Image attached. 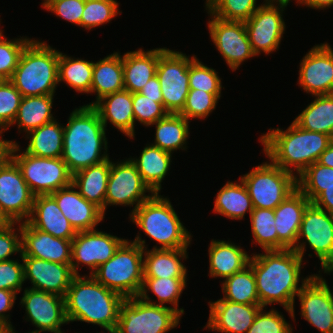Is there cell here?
<instances>
[{"label": "cell", "instance_id": "44dd1931", "mask_svg": "<svg viewBox=\"0 0 333 333\" xmlns=\"http://www.w3.org/2000/svg\"><path fill=\"white\" fill-rule=\"evenodd\" d=\"M24 281L29 280L34 290L65 297L76 276L71 264H60L35 257H22Z\"/></svg>", "mask_w": 333, "mask_h": 333}, {"label": "cell", "instance_id": "ffe728a7", "mask_svg": "<svg viewBox=\"0 0 333 333\" xmlns=\"http://www.w3.org/2000/svg\"><path fill=\"white\" fill-rule=\"evenodd\" d=\"M319 274L305 283L297 294L301 316L321 333H331L333 325V292Z\"/></svg>", "mask_w": 333, "mask_h": 333}, {"label": "cell", "instance_id": "816d5d0a", "mask_svg": "<svg viewBox=\"0 0 333 333\" xmlns=\"http://www.w3.org/2000/svg\"><path fill=\"white\" fill-rule=\"evenodd\" d=\"M21 99V93L9 80L0 85V129L7 131L12 125Z\"/></svg>", "mask_w": 333, "mask_h": 333}, {"label": "cell", "instance_id": "3957f363", "mask_svg": "<svg viewBox=\"0 0 333 333\" xmlns=\"http://www.w3.org/2000/svg\"><path fill=\"white\" fill-rule=\"evenodd\" d=\"M332 140L327 134L304 130L294 121L286 130L271 128L259 138L265 156L296 178L317 162Z\"/></svg>", "mask_w": 333, "mask_h": 333}, {"label": "cell", "instance_id": "4fadbf2b", "mask_svg": "<svg viewBox=\"0 0 333 333\" xmlns=\"http://www.w3.org/2000/svg\"><path fill=\"white\" fill-rule=\"evenodd\" d=\"M288 4L289 2L266 0L244 22L256 56L262 52L269 55L279 48L286 29L282 13Z\"/></svg>", "mask_w": 333, "mask_h": 333}, {"label": "cell", "instance_id": "9a60e30c", "mask_svg": "<svg viewBox=\"0 0 333 333\" xmlns=\"http://www.w3.org/2000/svg\"><path fill=\"white\" fill-rule=\"evenodd\" d=\"M207 13L211 19L207 23L211 41L229 69L236 71L246 60L256 56L244 21H225L213 16L208 10Z\"/></svg>", "mask_w": 333, "mask_h": 333}, {"label": "cell", "instance_id": "a7ac6f4b", "mask_svg": "<svg viewBox=\"0 0 333 333\" xmlns=\"http://www.w3.org/2000/svg\"><path fill=\"white\" fill-rule=\"evenodd\" d=\"M333 273V265L325 272L326 274Z\"/></svg>", "mask_w": 333, "mask_h": 333}, {"label": "cell", "instance_id": "681fc988", "mask_svg": "<svg viewBox=\"0 0 333 333\" xmlns=\"http://www.w3.org/2000/svg\"><path fill=\"white\" fill-rule=\"evenodd\" d=\"M132 100L135 123L138 121L143 126L149 127L169 114L163 103L157 102V98H147L136 92L132 93Z\"/></svg>", "mask_w": 333, "mask_h": 333}, {"label": "cell", "instance_id": "db71d44e", "mask_svg": "<svg viewBox=\"0 0 333 333\" xmlns=\"http://www.w3.org/2000/svg\"><path fill=\"white\" fill-rule=\"evenodd\" d=\"M12 223L8 227L0 229V262L12 260L10 256L22 253L21 247V223ZM15 225H18L16 228Z\"/></svg>", "mask_w": 333, "mask_h": 333}, {"label": "cell", "instance_id": "1f68e13d", "mask_svg": "<svg viewBox=\"0 0 333 333\" xmlns=\"http://www.w3.org/2000/svg\"><path fill=\"white\" fill-rule=\"evenodd\" d=\"M110 175V158L72 174V184L87 201L98 206L105 215V196Z\"/></svg>", "mask_w": 333, "mask_h": 333}, {"label": "cell", "instance_id": "ac0fdd59", "mask_svg": "<svg viewBox=\"0 0 333 333\" xmlns=\"http://www.w3.org/2000/svg\"><path fill=\"white\" fill-rule=\"evenodd\" d=\"M21 307H25L26 321L38 329L28 333H64L61 326L68 324L65 314V298L55 294L25 288Z\"/></svg>", "mask_w": 333, "mask_h": 333}, {"label": "cell", "instance_id": "2e32d148", "mask_svg": "<svg viewBox=\"0 0 333 333\" xmlns=\"http://www.w3.org/2000/svg\"><path fill=\"white\" fill-rule=\"evenodd\" d=\"M34 195L16 162L10 157L0 166V205L13 223H24L30 217Z\"/></svg>", "mask_w": 333, "mask_h": 333}, {"label": "cell", "instance_id": "9c48e42d", "mask_svg": "<svg viewBox=\"0 0 333 333\" xmlns=\"http://www.w3.org/2000/svg\"><path fill=\"white\" fill-rule=\"evenodd\" d=\"M19 153V154H18ZM11 158L19 166L34 196L51 193L72 184V173L61 157H37L20 150L18 143L11 149Z\"/></svg>", "mask_w": 333, "mask_h": 333}, {"label": "cell", "instance_id": "bcb514c9", "mask_svg": "<svg viewBox=\"0 0 333 333\" xmlns=\"http://www.w3.org/2000/svg\"><path fill=\"white\" fill-rule=\"evenodd\" d=\"M116 0H85L81 17V27L91 30L100 25L109 23L120 12Z\"/></svg>", "mask_w": 333, "mask_h": 333}, {"label": "cell", "instance_id": "8fae6325", "mask_svg": "<svg viewBox=\"0 0 333 333\" xmlns=\"http://www.w3.org/2000/svg\"><path fill=\"white\" fill-rule=\"evenodd\" d=\"M194 58L181 51L159 48L156 76L159 79L163 106L169 114H179L189 93V65Z\"/></svg>", "mask_w": 333, "mask_h": 333}, {"label": "cell", "instance_id": "e7e4bbea", "mask_svg": "<svg viewBox=\"0 0 333 333\" xmlns=\"http://www.w3.org/2000/svg\"><path fill=\"white\" fill-rule=\"evenodd\" d=\"M12 330L8 324L0 320V333H10Z\"/></svg>", "mask_w": 333, "mask_h": 333}, {"label": "cell", "instance_id": "7bdbcfd3", "mask_svg": "<svg viewBox=\"0 0 333 333\" xmlns=\"http://www.w3.org/2000/svg\"><path fill=\"white\" fill-rule=\"evenodd\" d=\"M333 185V168L317 162L308 166L297 177V188L312 203L326 187Z\"/></svg>", "mask_w": 333, "mask_h": 333}, {"label": "cell", "instance_id": "ee69618b", "mask_svg": "<svg viewBox=\"0 0 333 333\" xmlns=\"http://www.w3.org/2000/svg\"><path fill=\"white\" fill-rule=\"evenodd\" d=\"M256 3L257 0H206L205 9L221 20L245 22L261 6Z\"/></svg>", "mask_w": 333, "mask_h": 333}, {"label": "cell", "instance_id": "03108f58", "mask_svg": "<svg viewBox=\"0 0 333 333\" xmlns=\"http://www.w3.org/2000/svg\"><path fill=\"white\" fill-rule=\"evenodd\" d=\"M59 0H44L42 3V8L47 9L51 4L57 2Z\"/></svg>", "mask_w": 333, "mask_h": 333}, {"label": "cell", "instance_id": "8d00e7d4", "mask_svg": "<svg viewBox=\"0 0 333 333\" xmlns=\"http://www.w3.org/2000/svg\"><path fill=\"white\" fill-rule=\"evenodd\" d=\"M293 120L299 127L311 132H320L333 139V94L316 95Z\"/></svg>", "mask_w": 333, "mask_h": 333}, {"label": "cell", "instance_id": "484cf974", "mask_svg": "<svg viewBox=\"0 0 333 333\" xmlns=\"http://www.w3.org/2000/svg\"><path fill=\"white\" fill-rule=\"evenodd\" d=\"M310 200L296 188L275 209V227L278 235V250L296 246L302 217Z\"/></svg>", "mask_w": 333, "mask_h": 333}, {"label": "cell", "instance_id": "f546056e", "mask_svg": "<svg viewBox=\"0 0 333 333\" xmlns=\"http://www.w3.org/2000/svg\"><path fill=\"white\" fill-rule=\"evenodd\" d=\"M209 275L226 279L249 265L251 256L231 241L211 240L208 248Z\"/></svg>", "mask_w": 333, "mask_h": 333}, {"label": "cell", "instance_id": "f35d334b", "mask_svg": "<svg viewBox=\"0 0 333 333\" xmlns=\"http://www.w3.org/2000/svg\"><path fill=\"white\" fill-rule=\"evenodd\" d=\"M187 286V278H144L138 297L143 301L154 304L167 306L177 311L181 316L184 315V309L179 308L178 302L181 294ZM156 295L159 303L152 301L148 292Z\"/></svg>", "mask_w": 333, "mask_h": 333}, {"label": "cell", "instance_id": "9f6ffc18", "mask_svg": "<svg viewBox=\"0 0 333 333\" xmlns=\"http://www.w3.org/2000/svg\"><path fill=\"white\" fill-rule=\"evenodd\" d=\"M17 293L13 291L0 289V320L8 324L12 329L14 328L10 321L11 309L14 307ZM9 314H5V313Z\"/></svg>", "mask_w": 333, "mask_h": 333}, {"label": "cell", "instance_id": "f1b7e54d", "mask_svg": "<svg viewBox=\"0 0 333 333\" xmlns=\"http://www.w3.org/2000/svg\"><path fill=\"white\" fill-rule=\"evenodd\" d=\"M159 48L124 53L122 56L124 89L131 93L140 92L148 81L156 75Z\"/></svg>", "mask_w": 333, "mask_h": 333}, {"label": "cell", "instance_id": "6125c7cd", "mask_svg": "<svg viewBox=\"0 0 333 333\" xmlns=\"http://www.w3.org/2000/svg\"><path fill=\"white\" fill-rule=\"evenodd\" d=\"M317 163L333 168V140L328 145L327 149L319 156Z\"/></svg>", "mask_w": 333, "mask_h": 333}, {"label": "cell", "instance_id": "c3c4849f", "mask_svg": "<svg viewBox=\"0 0 333 333\" xmlns=\"http://www.w3.org/2000/svg\"><path fill=\"white\" fill-rule=\"evenodd\" d=\"M218 98L208 92L200 90H189L185 105L179 115L186 120L205 119L216 109Z\"/></svg>", "mask_w": 333, "mask_h": 333}, {"label": "cell", "instance_id": "7c38bea8", "mask_svg": "<svg viewBox=\"0 0 333 333\" xmlns=\"http://www.w3.org/2000/svg\"><path fill=\"white\" fill-rule=\"evenodd\" d=\"M306 245L316 253L325 273L333 265V214L313 203H310L303 213L296 246L293 248L302 259Z\"/></svg>", "mask_w": 333, "mask_h": 333}, {"label": "cell", "instance_id": "d6986e66", "mask_svg": "<svg viewBox=\"0 0 333 333\" xmlns=\"http://www.w3.org/2000/svg\"><path fill=\"white\" fill-rule=\"evenodd\" d=\"M298 86L307 94H333V49L329 43L315 45L300 61Z\"/></svg>", "mask_w": 333, "mask_h": 333}, {"label": "cell", "instance_id": "753ad0ef", "mask_svg": "<svg viewBox=\"0 0 333 333\" xmlns=\"http://www.w3.org/2000/svg\"><path fill=\"white\" fill-rule=\"evenodd\" d=\"M0 23H1V19H0ZM1 33H3V30H2V29H0V34H1Z\"/></svg>", "mask_w": 333, "mask_h": 333}, {"label": "cell", "instance_id": "277c9868", "mask_svg": "<svg viewBox=\"0 0 333 333\" xmlns=\"http://www.w3.org/2000/svg\"><path fill=\"white\" fill-rule=\"evenodd\" d=\"M67 322L82 321L103 329L116 328L125 298L99 283L92 275H76L65 295Z\"/></svg>", "mask_w": 333, "mask_h": 333}, {"label": "cell", "instance_id": "11a10c76", "mask_svg": "<svg viewBox=\"0 0 333 333\" xmlns=\"http://www.w3.org/2000/svg\"><path fill=\"white\" fill-rule=\"evenodd\" d=\"M85 0H59L51 4L46 10L52 12L72 24L81 27V17Z\"/></svg>", "mask_w": 333, "mask_h": 333}, {"label": "cell", "instance_id": "be15d7a7", "mask_svg": "<svg viewBox=\"0 0 333 333\" xmlns=\"http://www.w3.org/2000/svg\"><path fill=\"white\" fill-rule=\"evenodd\" d=\"M13 222L7 217L0 205V229L8 227Z\"/></svg>", "mask_w": 333, "mask_h": 333}, {"label": "cell", "instance_id": "5b68a950", "mask_svg": "<svg viewBox=\"0 0 333 333\" xmlns=\"http://www.w3.org/2000/svg\"><path fill=\"white\" fill-rule=\"evenodd\" d=\"M59 50L41 40L25 46L9 81L22 97L54 95L58 82Z\"/></svg>", "mask_w": 333, "mask_h": 333}, {"label": "cell", "instance_id": "603a6c76", "mask_svg": "<svg viewBox=\"0 0 333 333\" xmlns=\"http://www.w3.org/2000/svg\"><path fill=\"white\" fill-rule=\"evenodd\" d=\"M208 303L210 313L204 328L220 333H247L262 308L260 304H241L222 298Z\"/></svg>", "mask_w": 333, "mask_h": 333}, {"label": "cell", "instance_id": "89a4df30", "mask_svg": "<svg viewBox=\"0 0 333 333\" xmlns=\"http://www.w3.org/2000/svg\"><path fill=\"white\" fill-rule=\"evenodd\" d=\"M270 1H284V2H289L290 3V1L291 0H270ZM299 0H296V2H298Z\"/></svg>", "mask_w": 333, "mask_h": 333}, {"label": "cell", "instance_id": "83f0119b", "mask_svg": "<svg viewBox=\"0 0 333 333\" xmlns=\"http://www.w3.org/2000/svg\"><path fill=\"white\" fill-rule=\"evenodd\" d=\"M27 222L32 227L57 238L73 239L77 234L51 195L34 197L32 211Z\"/></svg>", "mask_w": 333, "mask_h": 333}, {"label": "cell", "instance_id": "4316f807", "mask_svg": "<svg viewBox=\"0 0 333 333\" xmlns=\"http://www.w3.org/2000/svg\"><path fill=\"white\" fill-rule=\"evenodd\" d=\"M92 107L98 112L105 129L109 121L125 136L130 139L135 137L133 100L130 91L124 89L109 94L98 100Z\"/></svg>", "mask_w": 333, "mask_h": 333}, {"label": "cell", "instance_id": "cb8c5ba5", "mask_svg": "<svg viewBox=\"0 0 333 333\" xmlns=\"http://www.w3.org/2000/svg\"><path fill=\"white\" fill-rule=\"evenodd\" d=\"M50 195L76 232L94 230L105 218L102 210L81 196L73 184Z\"/></svg>", "mask_w": 333, "mask_h": 333}, {"label": "cell", "instance_id": "d4e9b609", "mask_svg": "<svg viewBox=\"0 0 333 333\" xmlns=\"http://www.w3.org/2000/svg\"><path fill=\"white\" fill-rule=\"evenodd\" d=\"M140 235L138 233L132 242L144 249V278H187L188 269L182 261L188 258V248L149 250Z\"/></svg>", "mask_w": 333, "mask_h": 333}, {"label": "cell", "instance_id": "74e56055", "mask_svg": "<svg viewBox=\"0 0 333 333\" xmlns=\"http://www.w3.org/2000/svg\"><path fill=\"white\" fill-rule=\"evenodd\" d=\"M189 122L179 114H168L165 118L151 124L156 126L155 140L151 145L172 153L186 150L189 139Z\"/></svg>", "mask_w": 333, "mask_h": 333}, {"label": "cell", "instance_id": "2644e50d", "mask_svg": "<svg viewBox=\"0 0 333 333\" xmlns=\"http://www.w3.org/2000/svg\"><path fill=\"white\" fill-rule=\"evenodd\" d=\"M5 82V79L0 76V85Z\"/></svg>", "mask_w": 333, "mask_h": 333}, {"label": "cell", "instance_id": "5bb4252c", "mask_svg": "<svg viewBox=\"0 0 333 333\" xmlns=\"http://www.w3.org/2000/svg\"><path fill=\"white\" fill-rule=\"evenodd\" d=\"M149 193L148 195L145 193ZM154 193L144 183L136 166L128 158L114 163L110 160V175L105 196L107 206H133L130 214Z\"/></svg>", "mask_w": 333, "mask_h": 333}, {"label": "cell", "instance_id": "b9f144b4", "mask_svg": "<svg viewBox=\"0 0 333 333\" xmlns=\"http://www.w3.org/2000/svg\"><path fill=\"white\" fill-rule=\"evenodd\" d=\"M249 218L254 238L252 244L261 246L263 251L278 250L274 209L254 208Z\"/></svg>", "mask_w": 333, "mask_h": 333}, {"label": "cell", "instance_id": "836d02e7", "mask_svg": "<svg viewBox=\"0 0 333 333\" xmlns=\"http://www.w3.org/2000/svg\"><path fill=\"white\" fill-rule=\"evenodd\" d=\"M238 182H226L218 191L213 212L231 220H242L248 211L252 213L254 207L246 186L239 179Z\"/></svg>", "mask_w": 333, "mask_h": 333}, {"label": "cell", "instance_id": "7402d4cb", "mask_svg": "<svg viewBox=\"0 0 333 333\" xmlns=\"http://www.w3.org/2000/svg\"><path fill=\"white\" fill-rule=\"evenodd\" d=\"M21 247L22 257L71 264L72 239L54 237L32 227L28 222L21 223Z\"/></svg>", "mask_w": 333, "mask_h": 333}, {"label": "cell", "instance_id": "4dcf8cb0", "mask_svg": "<svg viewBox=\"0 0 333 333\" xmlns=\"http://www.w3.org/2000/svg\"><path fill=\"white\" fill-rule=\"evenodd\" d=\"M122 90H124V78L120 52L115 51L93 62L91 94H96V100L87 106H93L101 98Z\"/></svg>", "mask_w": 333, "mask_h": 333}, {"label": "cell", "instance_id": "8992f818", "mask_svg": "<svg viewBox=\"0 0 333 333\" xmlns=\"http://www.w3.org/2000/svg\"><path fill=\"white\" fill-rule=\"evenodd\" d=\"M131 222L161 246L153 249L188 248L192 236L175 212L169 198L153 194L131 214Z\"/></svg>", "mask_w": 333, "mask_h": 333}, {"label": "cell", "instance_id": "60d3db41", "mask_svg": "<svg viewBox=\"0 0 333 333\" xmlns=\"http://www.w3.org/2000/svg\"><path fill=\"white\" fill-rule=\"evenodd\" d=\"M224 300L241 304H260L256 280L250 265L221 282Z\"/></svg>", "mask_w": 333, "mask_h": 333}, {"label": "cell", "instance_id": "30bf717a", "mask_svg": "<svg viewBox=\"0 0 333 333\" xmlns=\"http://www.w3.org/2000/svg\"><path fill=\"white\" fill-rule=\"evenodd\" d=\"M181 315L171 306L147 303L138 296L125 298L116 325L118 333H167L177 327Z\"/></svg>", "mask_w": 333, "mask_h": 333}, {"label": "cell", "instance_id": "e575fe53", "mask_svg": "<svg viewBox=\"0 0 333 333\" xmlns=\"http://www.w3.org/2000/svg\"><path fill=\"white\" fill-rule=\"evenodd\" d=\"M54 95L22 97L16 118L11 126L17 124L18 132L26 134L55 120L52 114Z\"/></svg>", "mask_w": 333, "mask_h": 333}, {"label": "cell", "instance_id": "7dc6e473", "mask_svg": "<svg viewBox=\"0 0 333 333\" xmlns=\"http://www.w3.org/2000/svg\"><path fill=\"white\" fill-rule=\"evenodd\" d=\"M31 38L8 39L0 34V76L9 80L15 71L21 53Z\"/></svg>", "mask_w": 333, "mask_h": 333}, {"label": "cell", "instance_id": "6da1fadb", "mask_svg": "<svg viewBox=\"0 0 333 333\" xmlns=\"http://www.w3.org/2000/svg\"><path fill=\"white\" fill-rule=\"evenodd\" d=\"M263 252L253 253L249 261L260 305L266 309L268 305L279 303L294 321L296 296L313 275L300 277L303 259L293 249Z\"/></svg>", "mask_w": 333, "mask_h": 333}, {"label": "cell", "instance_id": "f5cc1de1", "mask_svg": "<svg viewBox=\"0 0 333 333\" xmlns=\"http://www.w3.org/2000/svg\"><path fill=\"white\" fill-rule=\"evenodd\" d=\"M21 260H8L0 262V289L13 291L18 294L22 291L24 281V264ZM22 261V263L20 262Z\"/></svg>", "mask_w": 333, "mask_h": 333}, {"label": "cell", "instance_id": "680465c9", "mask_svg": "<svg viewBox=\"0 0 333 333\" xmlns=\"http://www.w3.org/2000/svg\"><path fill=\"white\" fill-rule=\"evenodd\" d=\"M316 207L333 214V185L326 189L312 202Z\"/></svg>", "mask_w": 333, "mask_h": 333}, {"label": "cell", "instance_id": "94428289", "mask_svg": "<svg viewBox=\"0 0 333 333\" xmlns=\"http://www.w3.org/2000/svg\"><path fill=\"white\" fill-rule=\"evenodd\" d=\"M300 4L312 9L322 10L333 7V0H299L296 6Z\"/></svg>", "mask_w": 333, "mask_h": 333}, {"label": "cell", "instance_id": "ba28073f", "mask_svg": "<svg viewBox=\"0 0 333 333\" xmlns=\"http://www.w3.org/2000/svg\"><path fill=\"white\" fill-rule=\"evenodd\" d=\"M254 208L275 209L297 188V178L269 162L253 167L241 176Z\"/></svg>", "mask_w": 333, "mask_h": 333}, {"label": "cell", "instance_id": "7a4b0ae2", "mask_svg": "<svg viewBox=\"0 0 333 333\" xmlns=\"http://www.w3.org/2000/svg\"><path fill=\"white\" fill-rule=\"evenodd\" d=\"M67 121L61 158L72 174L109 159L107 129L92 106L74 109Z\"/></svg>", "mask_w": 333, "mask_h": 333}, {"label": "cell", "instance_id": "91938a15", "mask_svg": "<svg viewBox=\"0 0 333 333\" xmlns=\"http://www.w3.org/2000/svg\"><path fill=\"white\" fill-rule=\"evenodd\" d=\"M5 130L0 129V166L3 165L11 157V149L14 143L13 140H4L2 133Z\"/></svg>", "mask_w": 333, "mask_h": 333}, {"label": "cell", "instance_id": "8c879c8a", "mask_svg": "<svg viewBox=\"0 0 333 333\" xmlns=\"http://www.w3.org/2000/svg\"><path fill=\"white\" fill-rule=\"evenodd\" d=\"M10 333H16L15 328Z\"/></svg>", "mask_w": 333, "mask_h": 333}, {"label": "cell", "instance_id": "f6af8a7d", "mask_svg": "<svg viewBox=\"0 0 333 333\" xmlns=\"http://www.w3.org/2000/svg\"><path fill=\"white\" fill-rule=\"evenodd\" d=\"M222 81L215 69L199 61L196 55L189 65V90H200L221 97Z\"/></svg>", "mask_w": 333, "mask_h": 333}, {"label": "cell", "instance_id": "e0dca14e", "mask_svg": "<svg viewBox=\"0 0 333 333\" xmlns=\"http://www.w3.org/2000/svg\"><path fill=\"white\" fill-rule=\"evenodd\" d=\"M98 229L77 232L72 239L71 267L75 275H80L81 264L88 266L89 275L107 262L125 241ZM80 267V268H79Z\"/></svg>", "mask_w": 333, "mask_h": 333}, {"label": "cell", "instance_id": "6f0895ef", "mask_svg": "<svg viewBox=\"0 0 333 333\" xmlns=\"http://www.w3.org/2000/svg\"><path fill=\"white\" fill-rule=\"evenodd\" d=\"M139 93L147 98H157V102L163 103L161 85L156 75L148 81Z\"/></svg>", "mask_w": 333, "mask_h": 333}, {"label": "cell", "instance_id": "003e7915", "mask_svg": "<svg viewBox=\"0 0 333 333\" xmlns=\"http://www.w3.org/2000/svg\"><path fill=\"white\" fill-rule=\"evenodd\" d=\"M106 331H108L109 333H118L116 328H111V329H105ZM101 333V332H100ZM106 333V332H105Z\"/></svg>", "mask_w": 333, "mask_h": 333}, {"label": "cell", "instance_id": "f907efd6", "mask_svg": "<svg viewBox=\"0 0 333 333\" xmlns=\"http://www.w3.org/2000/svg\"><path fill=\"white\" fill-rule=\"evenodd\" d=\"M247 333H293V328L278 310L272 308L266 312L262 307Z\"/></svg>", "mask_w": 333, "mask_h": 333}, {"label": "cell", "instance_id": "d590c367", "mask_svg": "<svg viewBox=\"0 0 333 333\" xmlns=\"http://www.w3.org/2000/svg\"><path fill=\"white\" fill-rule=\"evenodd\" d=\"M56 120L25 134L29 142L23 151L37 157H62L64 128Z\"/></svg>", "mask_w": 333, "mask_h": 333}, {"label": "cell", "instance_id": "52a82bcc", "mask_svg": "<svg viewBox=\"0 0 333 333\" xmlns=\"http://www.w3.org/2000/svg\"><path fill=\"white\" fill-rule=\"evenodd\" d=\"M143 255L144 249L140 245L126 239L92 276L124 298L138 296L144 279Z\"/></svg>", "mask_w": 333, "mask_h": 333}, {"label": "cell", "instance_id": "ab89813d", "mask_svg": "<svg viewBox=\"0 0 333 333\" xmlns=\"http://www.w3.org/2000/svg\"><path fill=\"white\" fill-rule=\"evenodd\" d=\"M93 62L69 57L59 51L58 82H64L75 92L91 94Z\"/></svg>", "mask_w": 333, "mask_h": 333}, {"label": "cell", "instance_id": "d6a6232c", "mask_svg": "<svg viewBox=\"0 0 333 333\" xmlns=\"http://www.w3.org/2000/svg\"><path fill=\"white\" fill-rule=\"evenodd\" d=\"M136 166L144 183L155 194L160 193L161 183L170 170L172 153L147 144L138 158H129Z\"/></svg>", "mask_w": 333, "mask_h": 333}]
</instances>
